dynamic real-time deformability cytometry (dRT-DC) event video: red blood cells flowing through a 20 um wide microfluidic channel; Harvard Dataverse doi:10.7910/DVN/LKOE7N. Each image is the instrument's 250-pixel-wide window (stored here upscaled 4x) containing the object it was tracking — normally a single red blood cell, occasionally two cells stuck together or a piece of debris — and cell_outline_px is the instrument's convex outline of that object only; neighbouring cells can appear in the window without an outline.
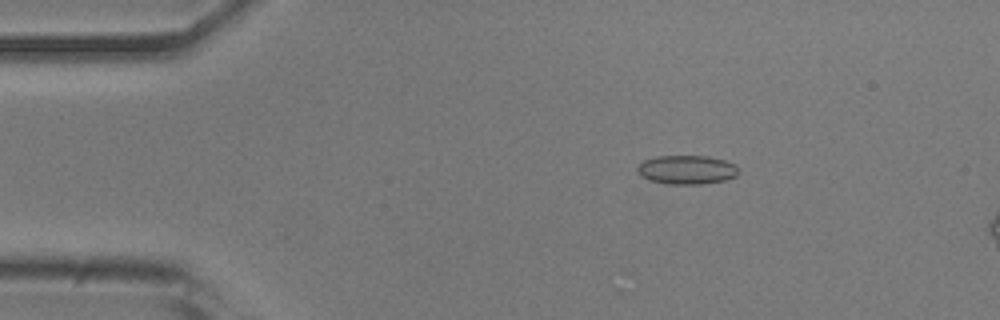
{"species": "common noctule bat (a hibernating species)", "species_latin": "Nyctalus noctula", "temperature_condition": "room temperature", "stored_images_in_passage": 15, "camera_frame_rate_fps": 3000, "um_per_image_px": 0.085, "animal": {"sex": "male", "body_mass_g": 20.5, "forearm_length_mm": 52.5}, "frame": {"image": 1, "passage_image": 9, "time_ms": 2.667, "image_size_px": [1000, 320], "cell_outline_px": [[740, 172], [736, 176], [724, 180], [704, 184], [668, 184], [648, 180], [640, 176], [636, 168], [644, 160], [656, 156], [708, 156], [724, 160], [736, 164]], "centroid_in_image_um": [58.38, 14.43], "position_along_channel_um": 26.6, "area_um2": 17.22}}